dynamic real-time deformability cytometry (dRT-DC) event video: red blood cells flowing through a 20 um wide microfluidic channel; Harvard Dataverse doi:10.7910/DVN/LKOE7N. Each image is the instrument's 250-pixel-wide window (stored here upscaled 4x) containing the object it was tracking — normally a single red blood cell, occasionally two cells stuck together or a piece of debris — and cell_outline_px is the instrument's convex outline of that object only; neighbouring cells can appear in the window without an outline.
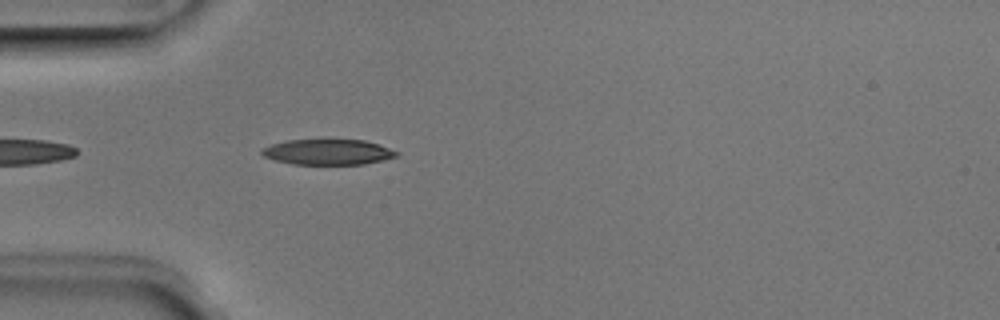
{"species": "Egyptian fruit bat (a non-hibernating species)", "species_latin": "Rousettus aegyptiacus", "temperature_condition": "room temperature", "stored_images_in_passage": 5, "camera_frame_rate_fps": 3000, "um_per_image_px": 0.085, "animal": {"sex": "male"}, "frame": {"image": 1, "passage_image": 5, "time_ms": 1.333, "image_size_px": [1000, 320], "cell_outline_px": [[400, 152], [396, 156], [384, 160], [364, 164], [292, 164], [276, 160], [264, 156], [260, 152], [264, 148], [272, 144], [288, 140], [364, 140]], "centroid_in_image_um": [27.88, 12.93], "position_along_channel_um": 57.1, "area_um2": 19.71}}